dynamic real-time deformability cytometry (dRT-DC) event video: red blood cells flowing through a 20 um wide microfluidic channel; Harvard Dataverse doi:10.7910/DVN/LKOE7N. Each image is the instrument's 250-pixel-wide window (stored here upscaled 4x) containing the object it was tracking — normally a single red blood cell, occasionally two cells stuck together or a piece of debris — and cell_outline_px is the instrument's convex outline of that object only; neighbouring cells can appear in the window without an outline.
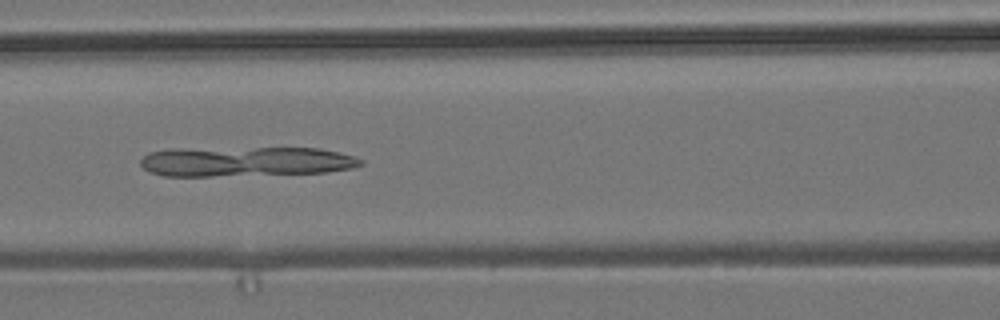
{"species": "common noctule bat (a hibernating species)", "species_latin": "Nyctalus noctula", "temperature_condition": "room temperature", "stored_images_in_passage": 7, "camera_frame_rate_fps": 3000, "um_per_image_px": 0.085, "animal": {"sex": "male", "body_mass_g": 19.2, "forearm_length_mm": 51.8}, "frame": {"image": 1, "passage_image": 6, "time_ms": 5.667, "image_size_px": [1000, 320], "cell_outline_px": [[364, 164], [352, 168], [324, 172], [212, 176], [164, 176], [152, 172], [144, 168], [140, 164], [140, 160], [148, 152], [168, 148], [320, 148], [356, 156], [364, 160]], "centroid_in_image_um": [20.87, 13.71], "position_along_channel_um": 145.7, "area_um2": 38.44}}
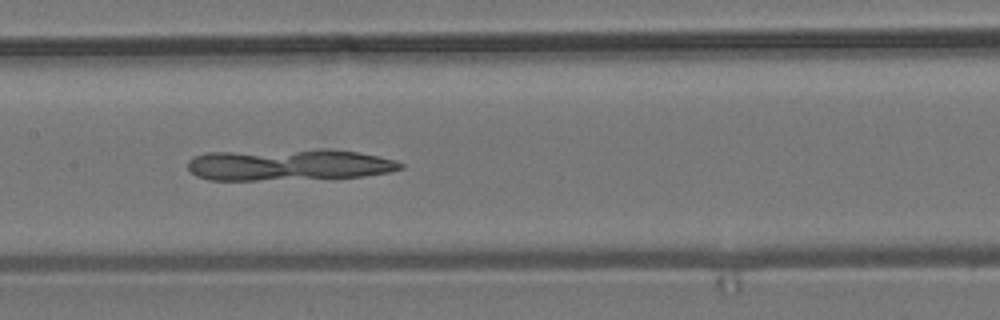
{"frame": {"image": 2, "passage_image": 7, "time_ms": 6.667, "image_size_px": [1000, 320], "cell_outline_px": [[404, 168], [392, 172], [364, 176], [256, 180], [208, 180], [196, 176], [188, 168], [188, 160], [196, 156], [208, 152], [316, 148], [328, 148], [360, 152], [396, 160], [404, 164]], "centroid_in_image_um": [24.58, 13.98], "position_along_channel_um": 182.8, "area_um2": 39.65}}